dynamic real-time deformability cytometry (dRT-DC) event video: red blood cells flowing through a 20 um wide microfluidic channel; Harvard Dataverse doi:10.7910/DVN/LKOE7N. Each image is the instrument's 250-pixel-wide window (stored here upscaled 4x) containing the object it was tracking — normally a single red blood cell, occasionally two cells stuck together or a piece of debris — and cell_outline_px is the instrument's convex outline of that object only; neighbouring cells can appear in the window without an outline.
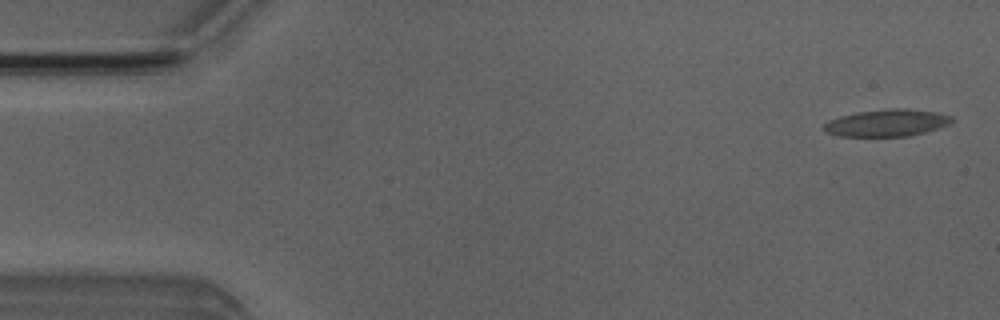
{"species": "Egyptian fruit bat (a non-hibernating species)", "species_latin": "Rousettus aegyptiacus", "temperature_condition": "room temperature", "stored_images_in_passage": 5, "camera_frame_rate_fps": 3000, "um_per_image_px": 0.085, "animal": {"sex": "male"}, "frame": {"image": 1, "passage_image": 1, "time_ms": 0.0, "image_size_px": [1000, 320], "cell_outline_px": [[952, 120], [948, 124], [940, 128], [908, 136], [840, 136], [824, 132], [824, 124], [828, 120], [840, 116], [860, 112], [892, 108], [908, 108], [936, 112], [952, 116]], "centroid_in_image_um": [75.38, 10.44], "position_along_channel_um": 9.6, "area_um2": 20.06}}